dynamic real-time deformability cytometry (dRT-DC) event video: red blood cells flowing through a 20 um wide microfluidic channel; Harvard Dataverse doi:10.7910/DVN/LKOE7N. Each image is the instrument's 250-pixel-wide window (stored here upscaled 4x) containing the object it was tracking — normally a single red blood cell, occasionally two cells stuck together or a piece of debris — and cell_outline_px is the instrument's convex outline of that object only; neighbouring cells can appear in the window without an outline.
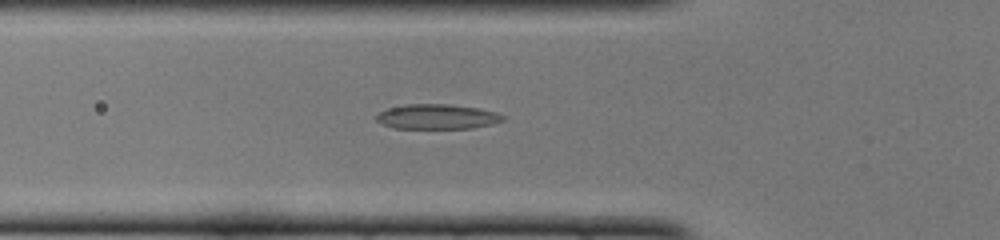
{"species": "common noctule bat (a hibernating species)", "species_latin": "Nyctalus noctula", "temperature_condition": "cold", "stored_images_in_passage": 46, "camera_frame_rate_fps": 3000, "um_per_image_px": 0.085, "animal": {"sex": "female", "body_mass_g": 22.0, "forearm_length_mm": 56.7}, "frame": {"image": 1, "passage_image": 13, "time_ms": 4.0, "image_size_px": [1000, 240], "cell_outline_px": [[504, 120], [492, 124], [472, 128], [392, 128], [376, 120], [376, 116], [380, 112], [388, 108], [404, 104], [448, 104], [476, 108], [496, 112], [504, 116]], "centroid_in_image_um": [37.14, 9.91], "position_along_channel_um": 88.7, "area_um2": 18.21}}
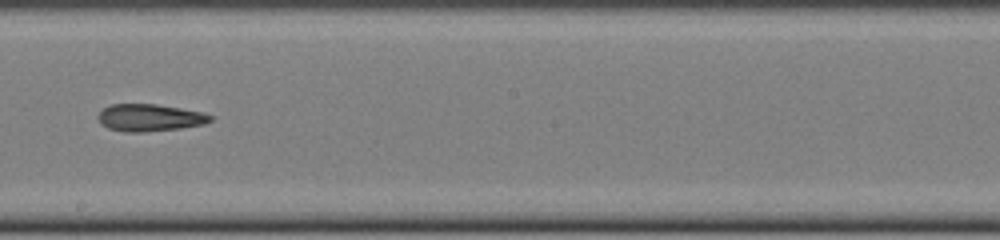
{"frame": {"image": 2, "passage_image": 24, "time_ms": 7.667, "image_size_px": [1000, 240], "cell_outline_px": [[212, 120], [204, 124], [180, 128], [144, 132], [128, 132], [108, 128], [100, 124], [96, 116], [108, 104], [156, 104], [204, 112], [212, 116]], "centroid_in_image_um": [12.7, 10.0], "position_along_channel_um": 235.5, "area_um2": 17.86}}
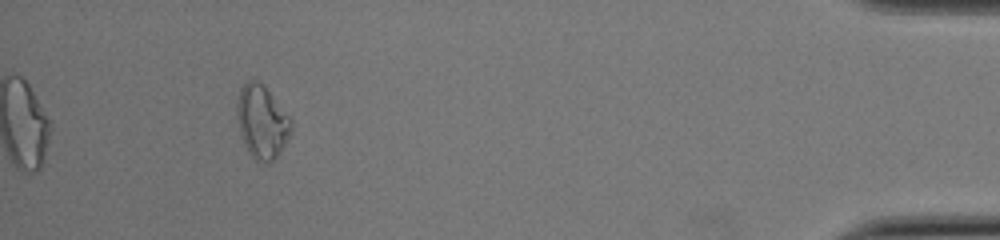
{"frame": {"image": 3, "passage_image": 42, "time_ms": 13.667, "image_size_px": [1000, 240], "cell_outline_px": [[292, 128], [284, 144], [276, 156], [268, 164], [256, 160], [248, 152], [244, 144], [240, 132], [236, 112], [236, 104], [240, 88], [248, 80], [256, 80], [268, 92], [292, 120]], "centroid_in_image_um": [22.23, 10.37], "position_along_channel_um": 413.0, "area_um2": 22.54}}